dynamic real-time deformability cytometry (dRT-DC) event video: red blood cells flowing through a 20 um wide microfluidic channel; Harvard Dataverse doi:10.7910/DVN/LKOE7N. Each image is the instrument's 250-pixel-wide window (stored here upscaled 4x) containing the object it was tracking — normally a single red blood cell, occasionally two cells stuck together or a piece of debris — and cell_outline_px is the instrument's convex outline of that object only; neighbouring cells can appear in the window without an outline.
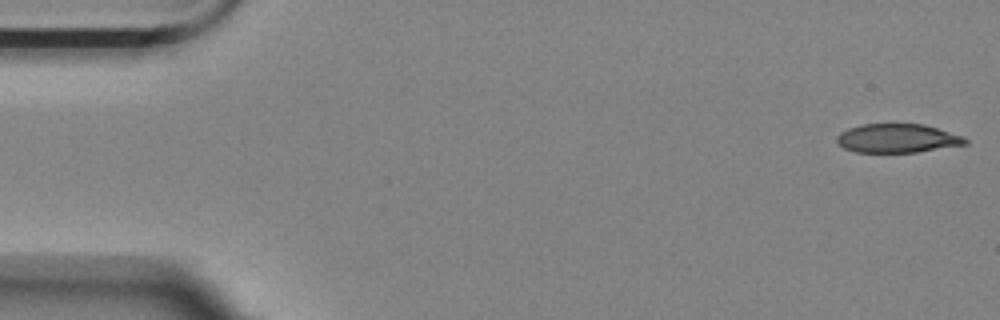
{"species": "Egyptian fruit bat (a non-hibernating species)", "species_latin": "Rousettus aegyptiacus", "temperature_condition": "room temperature", "stored_images_in_passage": 28, "camera_frame_rate_fps": 3000, "um_per_image_px": 0.085, "animal": {"sex": "female"}, "frame": {"image": 1, "passage_image": 1, "time_ms": 0.0, "image_size_px": [1000, 320], "cell_outline_px": [[968, 144], [916, 152], [856, 152], [844, 148], [836, 140], [836, 136], [840, 132], [848, 128], [860, 124], [924, 124], [960, 136], [968, 140]], "centroid_in_image_um": [76.24, 11.75], "position_along_channel_um": 8.8, "area_um2": 21.39}}
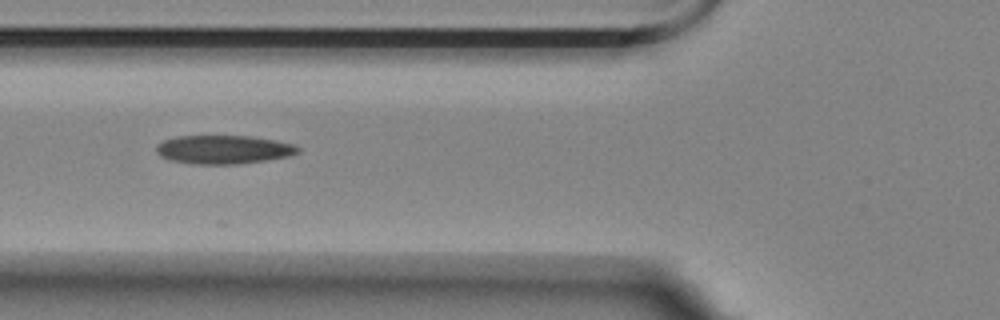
{"frame": {"image": 2, "passage_image": 20, "time_ms": 6.333, "image_size_px": [1000, 320], "cell_outline_px": [[300, 152], [288, 156], [268, 160], [236, 164], [192, 164], [168, 160], [160, 156], [156, 152], [156, 148], [164, 140], [176, 136], [252, 136], [276, 140], [296, 144], [300, 148]], "centroid_in_image_um": [19.03, 12.71], "position_along_channel_um": 106.8, "area_um2": 23.81}}
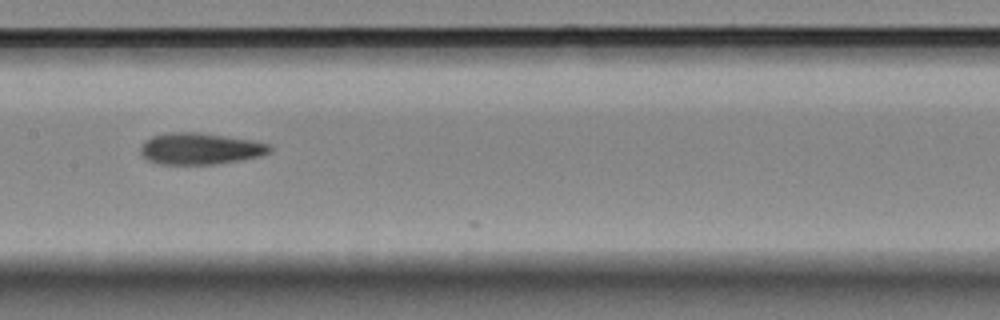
{"frame": {"image": 3, "passage_image": 27, "time_ms": 8.667, "image_size_px": [1000, 320], "cell_outline_px": [[272, 152], [260, 156], [240, 160], [216, 164], [156, 164], [140, 156], [140, 148], [144, 140], [152, 136], [172, 132], [196, 132], [252, 140], [268, 144], [272, 148]], "centroid_in_image_um": [16.98, 12.64], "position_along_channel_um": 190.4, "area_um2": 23.81}}